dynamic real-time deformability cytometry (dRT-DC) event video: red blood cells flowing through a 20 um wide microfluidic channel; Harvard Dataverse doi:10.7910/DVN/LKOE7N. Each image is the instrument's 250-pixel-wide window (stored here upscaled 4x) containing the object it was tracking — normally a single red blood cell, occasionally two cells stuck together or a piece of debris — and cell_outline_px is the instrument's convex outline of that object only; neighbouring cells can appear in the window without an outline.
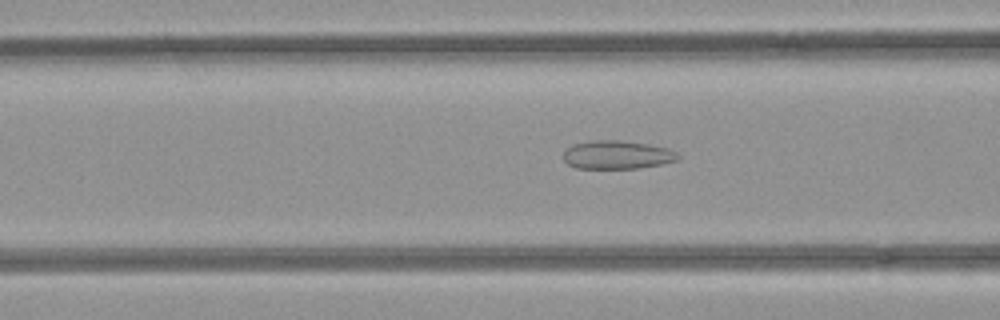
{"species": "common noctule bat (a hibernating species)", "species_latin": "Nyctalus noctula", "temperature_condition": "room temperature", "stored_images_in_passage": 53, "camera_frame_rate_fps": 3000, "um_per_image_px": 0.085, "animal": {"sex": "female", "body_mass_g": 21.9}, "frame": {"image": 1, "passage_image": 21, "time_ms": 6.667, "image_size_px": [1000, 320], "cell_outline_px": [[680, 156], [676, 160], [660, 164], [636, 168], [576, 168], [568, 164], [564, 160], [564, 152], [572, 144], [592, 140], [620, 140], [648, 144], [668, 148], [676, 152]], "centroid_in_image_um": [52.44, 13.15], "position_along_channel_um": 114.2, "area_um2": 18.84}}
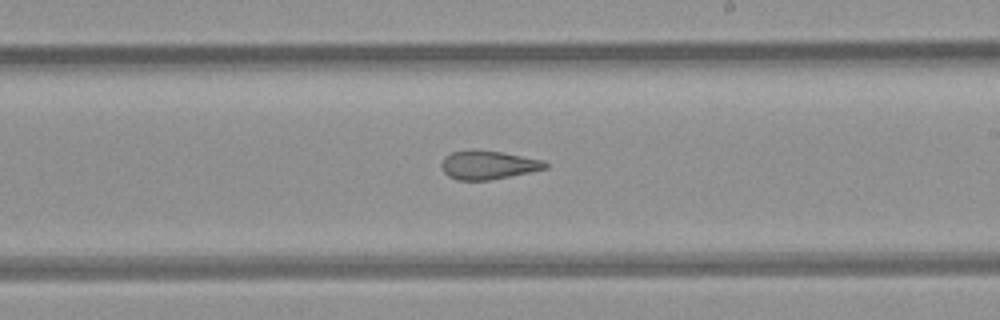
{"frame": {"image": 2, "passage_image": 31, "time_ms": 10.0, "image_size_px": [1000, 320], "cell_outline_px": [[548, 168], [488, 180], [456, 180], [448, 176], [444, 172], [440, 164], [444, 156], [452, 152], [472, 148], [476, 148], [504, 152], [544, 160], [548, 164]], "centroid_in_image_um": [41.46, 13.99], "position_along_channel_um": 247.5, "area_um2": 17.63}}
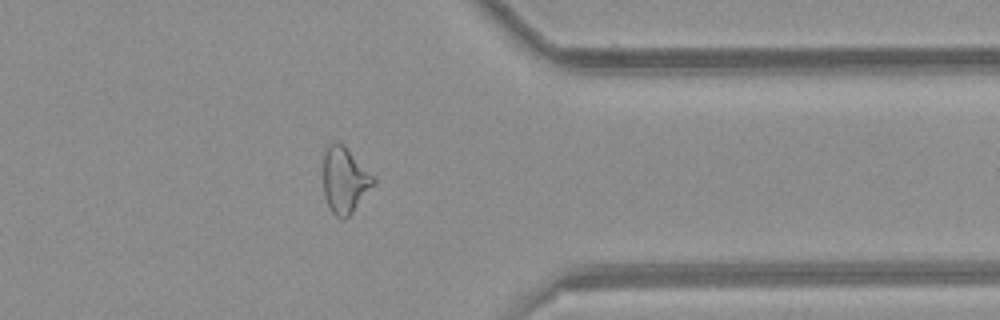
{"frame": {"image": 3, "passage_image": 42, "time_ms": 13.667, "image_size_px": [1000, 320], "cell_outline_px": [[376, 184], [352, 212], [344, 220], [340, 220], [332, 212], [324, 196], [324, 152], [328, 144], [344, 144], [376, 180]], "centroid_in_image_um": [29.31, 15.34], "position_along_channel_um": 382.1, "area_um2": 19.07}, "authors_computed_cell_mechanics": {"area_um2": 20.6346, "velocity_mm_per_s": 3.9849, "shape_relaxation_time_tau1_ms": null, "shape_relaxation_time_tau2_ms": 2.1235, "deformation_change_tau1": null, "deformation_change_tau2": 0.1099}}